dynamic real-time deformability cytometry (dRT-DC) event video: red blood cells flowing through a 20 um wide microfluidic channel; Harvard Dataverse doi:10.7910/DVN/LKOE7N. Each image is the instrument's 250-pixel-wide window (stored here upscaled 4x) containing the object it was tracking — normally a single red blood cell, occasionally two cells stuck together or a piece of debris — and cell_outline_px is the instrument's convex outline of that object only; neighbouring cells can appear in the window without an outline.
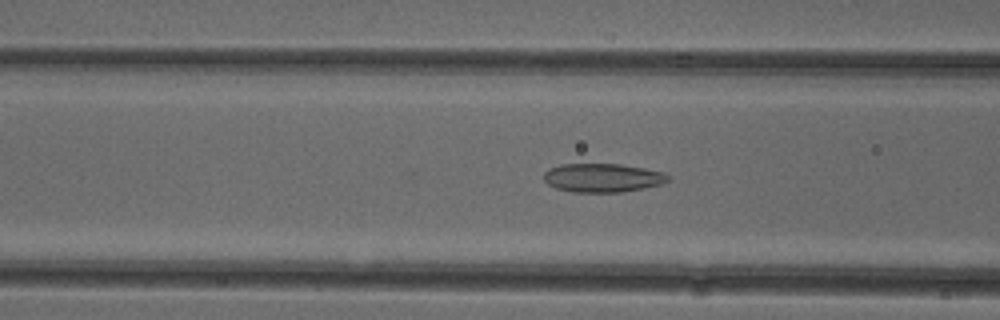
{"species": "common noctule bat (a hibernating species)", "species_latin": "Nyctalus noctula", "temperature_condition": "cold", "stored_images_in_passage": 36, "camera_frame_rate_fps": 3000, "um_per_image_px": 0.085, "animal": {"sex": "female"}, "frame": {"image": 1, "passage_image": 12, "time_ms": 3.667, "image_size_px": [1000, 320], "cell_outline_px": [[668, 180], [660, 184], [644, 188], [624, 192], [572, 192], [556, 188], [548, 184], [544, 180], [544, 172], [548, 168], [560, 164], [620, 164], [644, 168], [664, 172], [668, 176]], "centroid_in_image_um": [51.19, 15.11], "position_along_channel_um": 115.4, "area_um2": 20.81}}
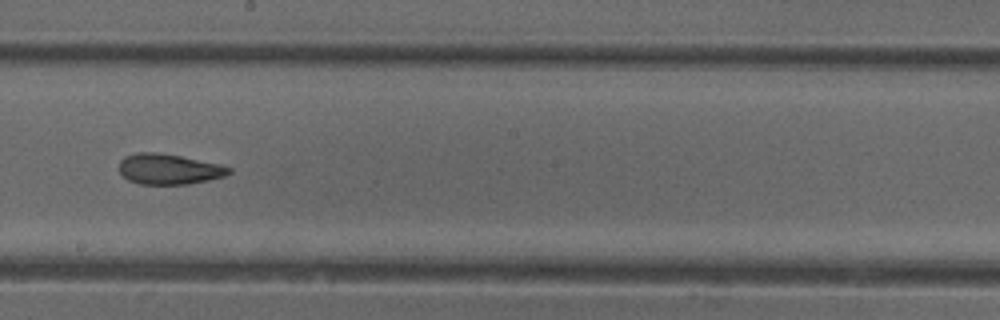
{"frame": {"image": 2, "passage_image": 21, "time_ms": 6.667, "image_size_px": [1000, 320], "cell_outline_px": [[232, 172], [224, 176], [208, 180], [188, 184], [140, 184], [128, 180], [120, 172], [120, 160], [124, 156], [136, 152], [156, 152], [180, 156], [220, 164], [232, 168]], "centroid_in_image_um": [14.35, 14.37], "position_along_channel_um": 233.8, "area_um2": 19.48}}
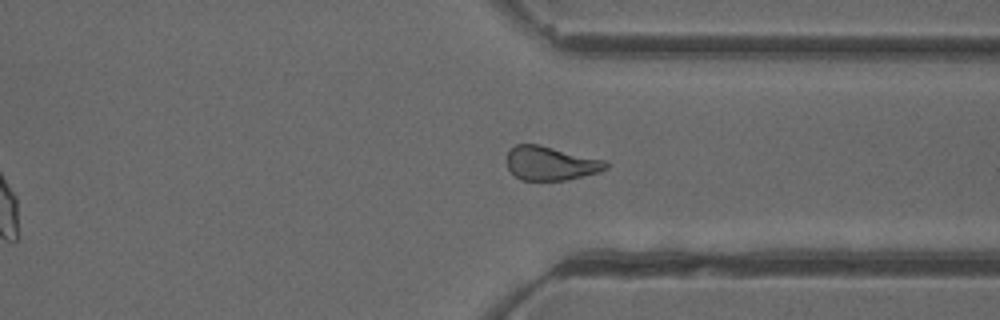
{"frame": {"image": 3, "passage_image": 31, "time_ms": 10.0, "image_size_px": [1000, 320], "cell_outline_px": [[608, 168], [600, 172], [564, 180], [520, 180], [508, 168], [508, 152], [516, 144], [540, 144], [604, 160], [608, 164]], "centroid_in_image_um": [46.82, 13.88], "position_along_channel_um": 364.6, "area_um2": 19.42}, "authors_computed_cell_mechanics": {"area_um2": 20.1433, "velocity_mm_per_s": 3.944, "shape_relaxation_time_tau1_ms": null, "shape_relaxation_time_tau2_ms": 2.3336, "deformation_change_tau1": null, "deformation_change_tau2": 0.0947}}